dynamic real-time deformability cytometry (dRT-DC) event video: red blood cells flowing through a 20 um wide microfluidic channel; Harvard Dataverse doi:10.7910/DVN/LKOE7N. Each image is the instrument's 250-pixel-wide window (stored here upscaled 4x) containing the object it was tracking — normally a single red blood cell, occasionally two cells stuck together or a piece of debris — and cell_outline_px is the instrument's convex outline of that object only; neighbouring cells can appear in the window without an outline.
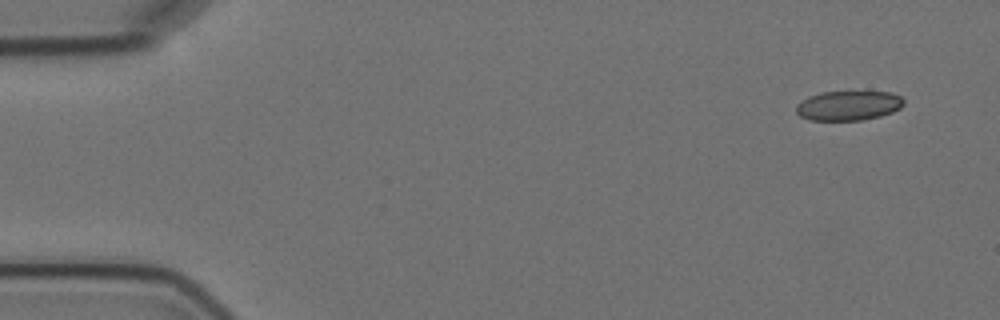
{"species": "Egyptian fruit bat (a non-hibernating species)", "species_latin": "Rousettus aegyptiacus", "temperature_condition": "cold", "stored_images_in_passage": 5, "segment_of_instrument_passage": [1, 2], "camera_frame_rate_fps": 3000, "um_per_image_px": 0.085, "animal": {"sex": "female"}, "frame": {"image": 1, "passage_image": 1, "time_ms": 0.0, "image_size_px": [1000, 320], "cell_outline_px": [[904, 104], [900, 108], [892, 112], [880, 116], [860, 120], [808, 120], [800, 116], [796, 112], [796, 104], [800, 100], [808, 96], [824, 92], [892, 92], [900, 96], [904, 100]], "centroid_in_image_um": [72.09, 8.97], "position_along_channel_um": 12.9, "area_um2": 18.61}}